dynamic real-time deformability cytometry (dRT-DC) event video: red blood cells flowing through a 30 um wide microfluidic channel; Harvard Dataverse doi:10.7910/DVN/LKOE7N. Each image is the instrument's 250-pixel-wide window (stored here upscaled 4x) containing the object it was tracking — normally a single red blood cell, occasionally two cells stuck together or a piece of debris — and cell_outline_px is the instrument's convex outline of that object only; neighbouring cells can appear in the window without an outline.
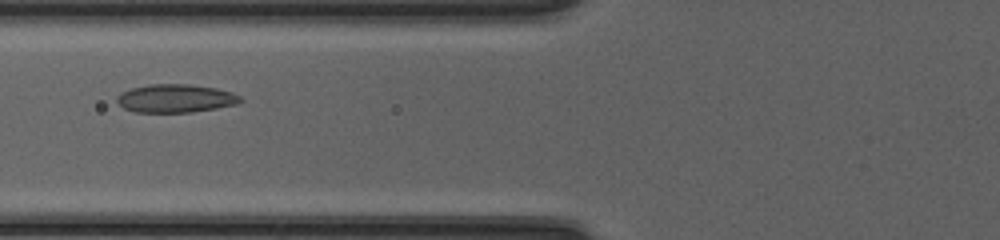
{"species": "common noctule bat (a hibernating species)", "species_latin": "Nyctalus noctula", "temperature_condition": "cold", "stored_images_in_passage": 39, "camera_frame_rate_fps": 3000, "um_per_image_px": 0.085, "animal": {"sex": "female", "body_mass_g": 20.0, "forearm_length_mm": 54.0}, "frame": {"image": 1, "passage_image": 10, "time_ms": 3.0, "image_size_px": [1000, 240], "cell_outline_px": [[244, 100], [240, 104], [192, 112], [136, 112], [124, 108], [116, 100], [116, 96], [120, 92], [132, 88], [148, 84], [188, 84], [216, 88], [232, 92], [240, 96]], "centroid_in_image_um": [14.95, 8.36], "position_along_channel_um": 110.9, "area_um2": 20.46}}
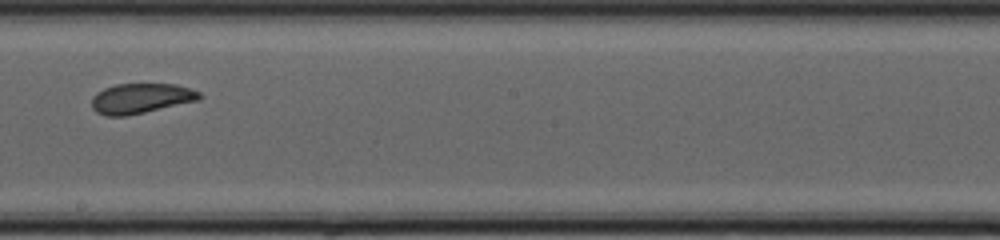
{"frame": {"image": 2, "passage_image": 19, "time_ms": 6.0, "image_size_px": [1000, 240], "cell_outline_px": [[204, 96], [200, 100], [128, 116], [108, 116], [96, 112], [92, 108], [92, 96], [96, 92], [104, 88], [116, 84], [176, 84], [200, 92]], "centroid_in_image_um": [11.98, 8.37], "position_along_channel_um": 236.2, "area_um2": 19.07}}
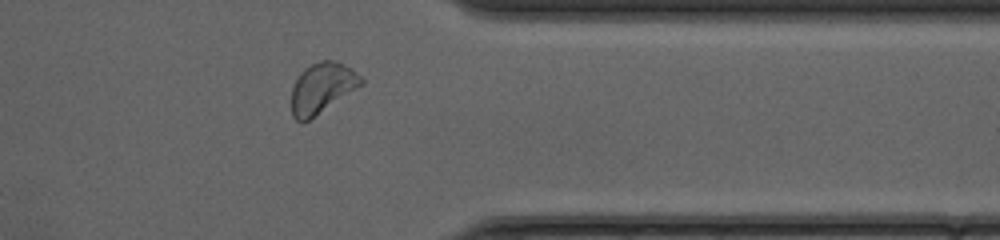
{"frame": {"image": 3, "passage_image": 30, "time_ms": 9.667, "image_size_px": [1000, 240], "cell_outline_px": [[364, 84], [304, 124], [296, 120], [292, 116], [292, 88], [300, 72], [304, 68], [320, 60], [336, 60], [352, 68], [364, 80]], "centroid_in_image_um": [27.38, 7.49], "position_along_channel_um": 384.0, "area_um2": 20.75}, "authors_computed_cell_mechanics": {"area_um2": 19.8832, "velocity_mm_per_s": 4.1817, "shape_relaxation_time_tau1_ms": 5.9808, "shape_relaxation_time_tau2_ms": 2.8054, "deformation_change_tau1": 0.1001, "deformation_change_tau2": 0.083}}